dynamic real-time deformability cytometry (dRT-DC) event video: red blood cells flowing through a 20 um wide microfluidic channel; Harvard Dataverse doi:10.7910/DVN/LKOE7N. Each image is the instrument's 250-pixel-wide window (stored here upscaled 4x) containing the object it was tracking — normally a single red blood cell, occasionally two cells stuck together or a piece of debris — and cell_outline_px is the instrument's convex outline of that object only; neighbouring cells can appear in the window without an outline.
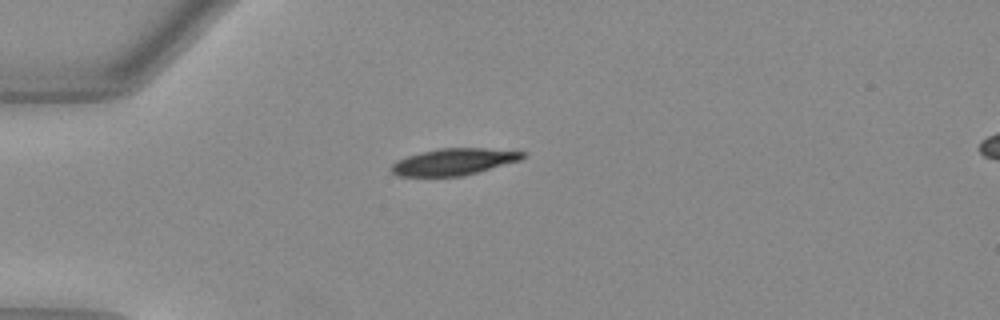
{"species": "Egyptian fruit bat (a non-hibernating species)", "species_latin": "Rousettus aegyptiacus", "temperature_condition": "warm", "stored_images_in_passage": 39, "camera_frame_rate_fps": 3000, "um_per_image_px": 0.085, "animal": {"sex": "female"}, "frame": {"image": 1, "passage_image": 1, "time_ms": 0.0, "image_size_px": [1000, 320], "cell_outline_px": [[524, 156], [520, 160], [476, 172], [460, 176], [400, 176], [392, 172], [392, 164], [396, 160], [420, 152], [440, 148], [488, 148], [524, 152]], "centroid_in_image_um": [38.54, 13.74], "position_along_channel_um": 46.5, "area_um2": 20.06}}
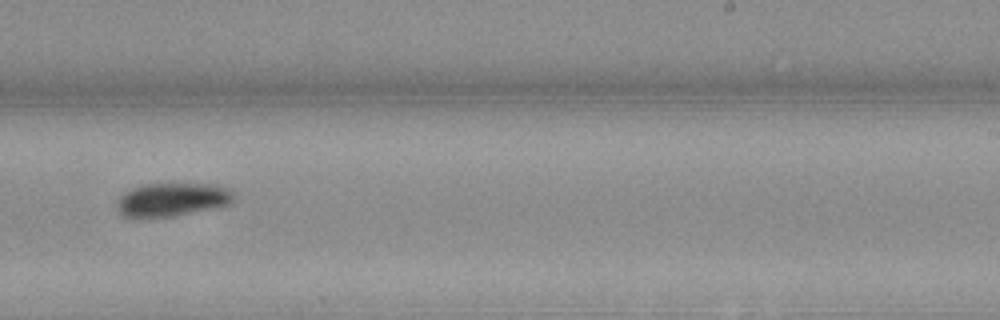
{"frame": {"image": 2, "passage_image": 20, "time_ms": 6.333, "image_size_px": [1000, 320], "cell_outline_px": [[232, 200], [228, 204], [172, 216], [144, 220], [132, 220], [124, 216], [116, 208], [116, 204], [120, 196], [124, 192], [140, 184], [216, 184], [228, 188], [232, 192]], "centroid_in_image_um": [14.5, 16.99], "position_along_channel_um": 274.5, "area_um2": 23.06}}
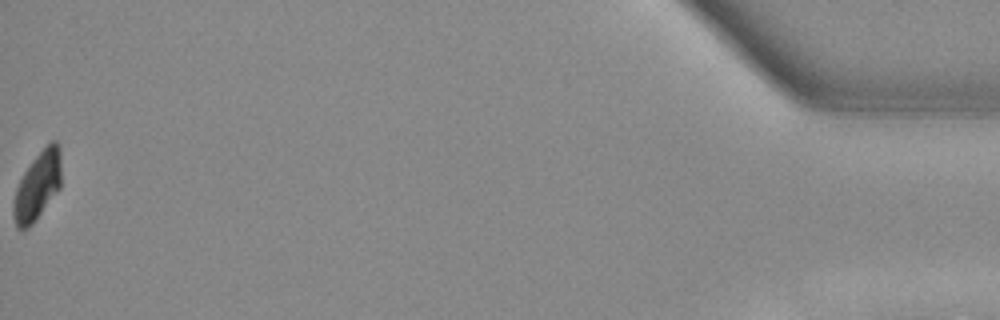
{"frame": {"image": 3, "passage_image": 39, "time_ms": 12.667, "image_size_px": [1000, 320], "cell_outline_px": [[60, 188], [32, 224], [28, 228], [16, 228], [12, 212], [12, 200], [16, 188], [24, 172], [32, 160], [52, 140], [56, 140], [60, 148]], "centroid_in_image_um": [3.16, 15.82], "position_along_channel_um": 432.0, "area_um2": 18.84}, "authors_computed_cell_mechanics": {"area_um2": 21.7906, "velocity_mm_per_s": 3.9728, "shape_relaxation_time_tau1_ms": 2.4122, "shape_relaxation_time_tau2_ms": null, "deformation_change_tau1": 0.1529, "deformation_change_tau2": null}}